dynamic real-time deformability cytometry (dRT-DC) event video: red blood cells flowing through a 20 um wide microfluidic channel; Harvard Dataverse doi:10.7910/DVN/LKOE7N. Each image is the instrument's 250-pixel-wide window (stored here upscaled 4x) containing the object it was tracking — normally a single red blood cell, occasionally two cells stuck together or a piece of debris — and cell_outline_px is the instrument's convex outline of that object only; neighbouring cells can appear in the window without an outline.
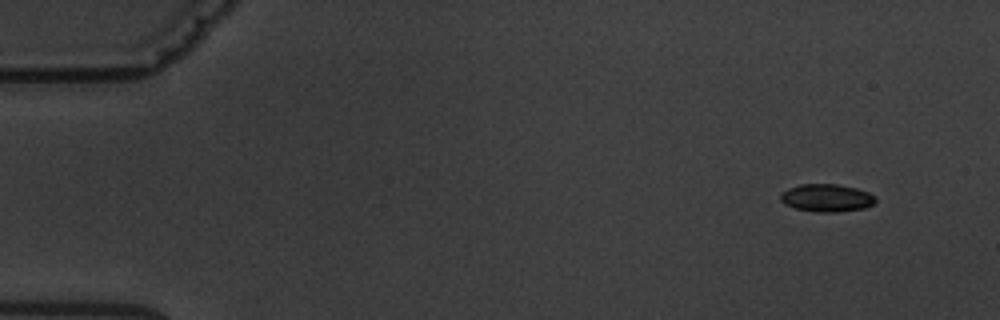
{"species": "common noctule bat (a hibernating species)", "species_latin": "Nyctalus noctula", "temperature_condition": "warm", "stored_images_in_passage": 8, "camera_frame_rate_fps": 3000, "um_per_image_px": 0.085, "animal": {"sex": "male", "body_mass_g": 19.5, "forearm_length_mm": 54.6}, "frame": {"image": 1, "passage_image": 1, "time_ms": 0.0, "image_size_px": [1000, 320], "cell_outline_px": [[876, 200], [872, 204], [864, 208], [836, 212], [816, 212], [796, 208], [784, 204], [780, 200], [780, 192], [788, 188], [800, 184], [836, 184], [856, 188], [868, 192], [876, 196]], "centroid_in_image_um": [70.24, 16.81], "position_along_channel_um": 14.8, "area_um2": 15.37}}
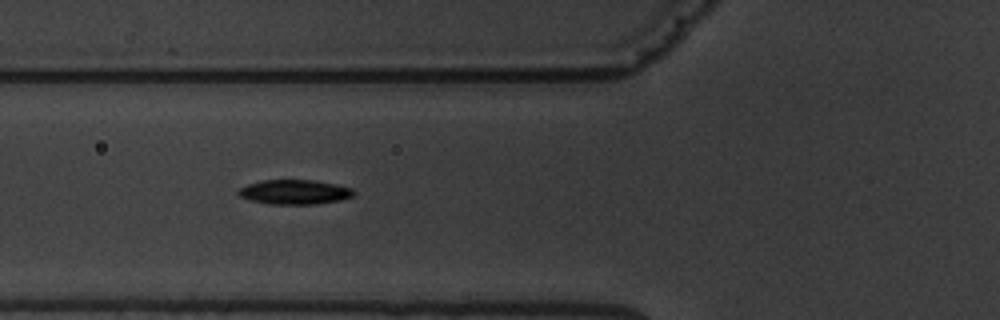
{"frame": {"image": 2, "passage_image": 6, "time_ms": 5.667, "image_size_px": [1000, 320], "cell_outline_px": [[356, 192], [352, 196], [340, 200], [316, 204], [268, 204], [248, 200], [240, 196], [236, 192], [240, 188], [248, 184], [264, 180], [312, 180], [336, 184], [352, 188]], "centroid_in_image_um": [25.03, 16.32], "position_along_channel_um": 100.8, "area_um2": 16.53}}
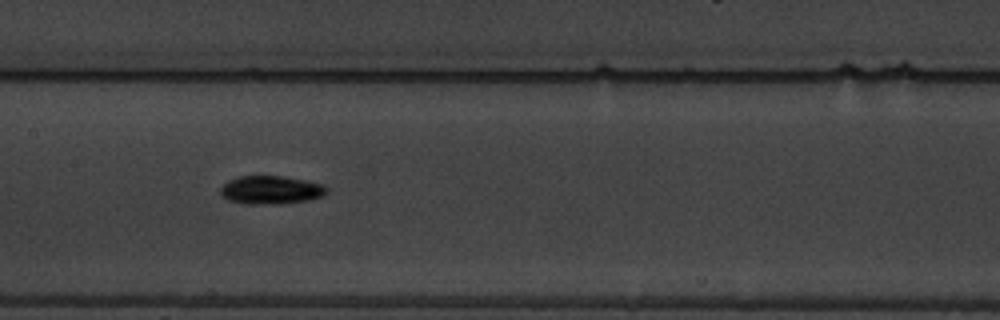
{"frame": {"image": 3, "passage_image": 8, "time_ms": 8.0, "image_size_px": [1000, 320], "cell_outline_px": [[328, 192], [324, 196], [312, 200], [280, 204], [244, 204], [228, 200], [220, 192], [220, 188], [228, 180], [240, 176], [284, 176], [324, 184], [328, 188]], "centroid_in_image_um": [23.08, 16.15], "position_along_channel_um": 184.3, "area_um2": 17.8}}